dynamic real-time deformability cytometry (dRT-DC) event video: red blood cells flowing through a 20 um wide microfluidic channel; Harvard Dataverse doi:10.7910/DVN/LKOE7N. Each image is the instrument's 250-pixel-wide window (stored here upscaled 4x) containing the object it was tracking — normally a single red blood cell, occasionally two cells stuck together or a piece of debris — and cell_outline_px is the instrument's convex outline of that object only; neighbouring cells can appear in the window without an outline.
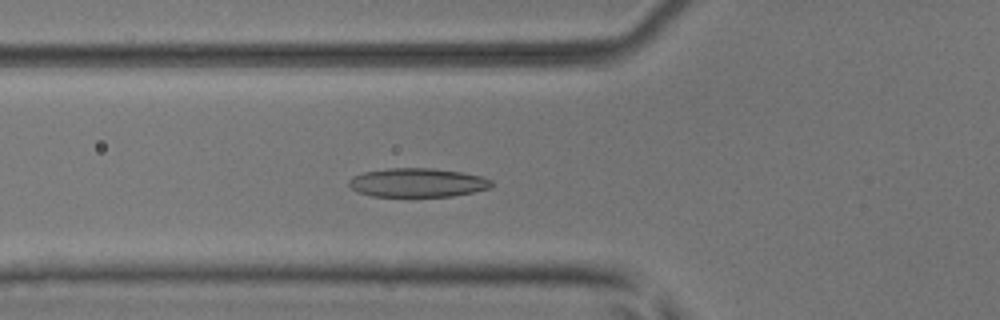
{"species": "common noctule bat (a hibernating species)", "species_latin": "Nyctalus noctula", "temperature_condition": "room temperature", "stored_images_in_passage": 53, "camera_frame_rate_fps": 3000, "um_per_image_px": 0.085, "animal": {"sex": "male", "body_mass_g": 17.9, "forearm_length_mm": 54.2}, "frame": {"image": 1, "passage_image": 19, "time_ms": 6.0, "image_size_px": [1000, 320], "cell_outline_px": [[492, 188], [452, 196], [372, 196], [360, 192], [352, 188], [348, 184], [348, 180], [352, 176], [364, 172], [388, 168], [432, 168], [460, 172], [480, 176], [492, 180]], "centroid_in_image_um": [35.49, 15.52], "position_along_channel_um": 90.3, "area_um2": 23.87}}
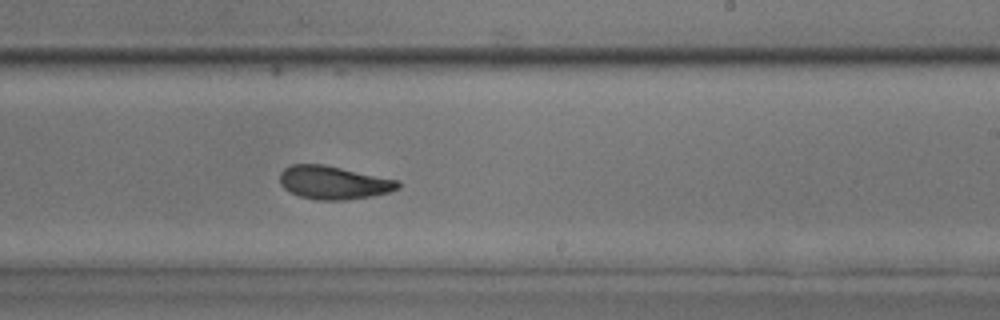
{"frame": {"image": 2, "passage_image": 32, "time_ms": 10.333, "image_size_px": [1000, 320], "cell_outline_px": [[400, 188], [388, 192], [372, 196], [344, 200], [316, 200], [300, 196], [284, 188], [280, 184], [280, 172], [284, 168], [292, 164], [324, 164], [396, 180], [400, 184]], "centroid_in_image_um": [28.32, 15.52], "position_along_channel_um": 260.7, "area_um2": 22.72}}
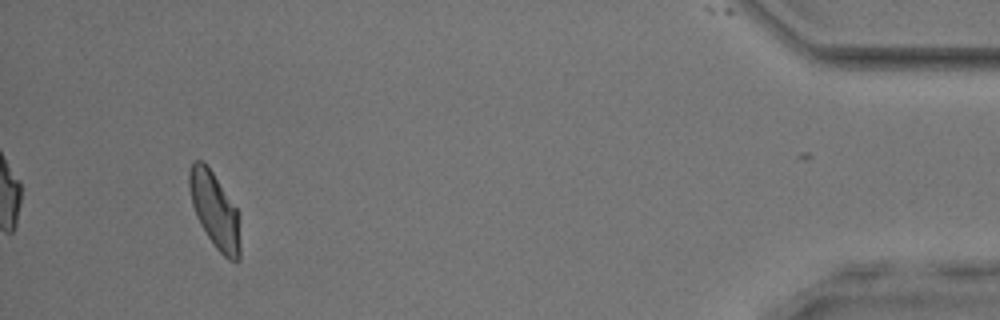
{"frame": {"image": 3, "passage_image": 49, "time_ms": 16.0, "image_size_px": [1000, 320], "cell_outline_px": [[240, 260], [236, 264], [228, 260], [212, 244], [200, 224], [196, 216], [192, 204], [188, 184], [188, 172], [192, 164], [196, 160], [200, 160], [212, 172], [240, 212]], "centroid_in_image_um": [18.29, 17.95], "position_along_channel_um": 416.9, "area_um2": 22.77}, "authors_computed_cell_mechanics": {"area_um2": 23.2356, "velocity_mm_per_s": 3.9382, "shape_relaxation_time_tau1_ms": 3.6741, "shape_relaxation_time_tau2_ms": 1.8829, "deformation_change_tau1": 0.1353, "deformation_change_tau2": 0.0628}}